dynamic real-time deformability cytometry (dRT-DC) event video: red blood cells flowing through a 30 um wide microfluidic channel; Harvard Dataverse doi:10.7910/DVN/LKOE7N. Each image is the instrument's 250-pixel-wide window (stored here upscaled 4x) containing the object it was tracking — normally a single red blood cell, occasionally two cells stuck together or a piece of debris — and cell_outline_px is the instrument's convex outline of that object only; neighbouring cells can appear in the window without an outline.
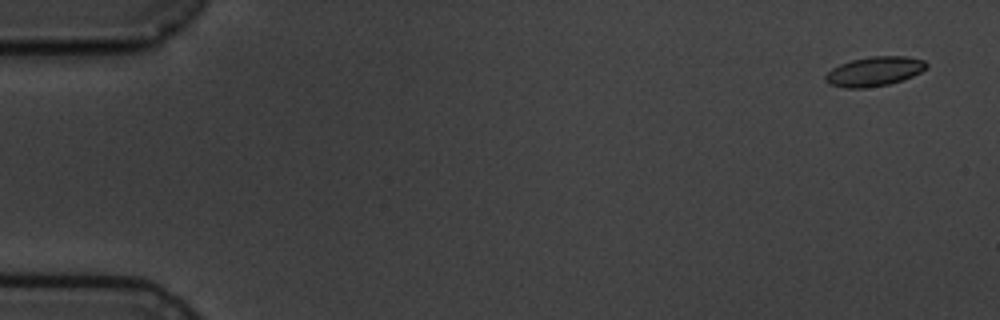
{"species": "common noctule bat (a hibernating species)", "species_latin": "Nyctalus noctula", "temperature_condition": "cold", "stored_images_in_passage": 5, "camera_frame_rate_fps": 3000, "um_per_image_px": 0.085, "animal": {"sex": "male", "body_mass_g": 19.5, "forearm_length_mm": 54.6}, "frame": {"image": 1, "passage_image": 1, "time_ms": 0.0, "image_size_px": [1000, 320], "cell_outline_px": [[928, 68], [912, 76], [888, 84], [864, 88], [844, 88], [828, 84], [824, 80], [824, 76], [832, 68], [840, 64], [852, 60], [868, 56], [908, 56], [924, 60], [928, 64]], "centroid_in_image_um": [74.3, 6.06], "position_along_channel_um": 10.7, "area_um2": 17.4}}
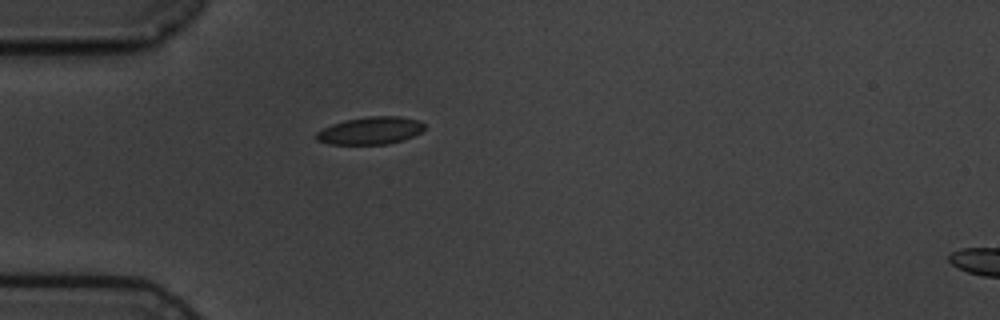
{"frame": {"image": 2, "passage_image": 5, "time_ms": 4.667, "image_size_px": [1000, 320], "cell_outline_px": [[424, 128], [420, 132], [404, 140], [388, 144], [328, 144], [316, 140], [316, 132], [332, 124], [344, 120], [368, 116], [400, 116], [420, 120], [424, 124]], "centroid_in_image_um": [31.49, 11.1], "position_along_channel_um": 53.5, "area_um2": 17.4}}